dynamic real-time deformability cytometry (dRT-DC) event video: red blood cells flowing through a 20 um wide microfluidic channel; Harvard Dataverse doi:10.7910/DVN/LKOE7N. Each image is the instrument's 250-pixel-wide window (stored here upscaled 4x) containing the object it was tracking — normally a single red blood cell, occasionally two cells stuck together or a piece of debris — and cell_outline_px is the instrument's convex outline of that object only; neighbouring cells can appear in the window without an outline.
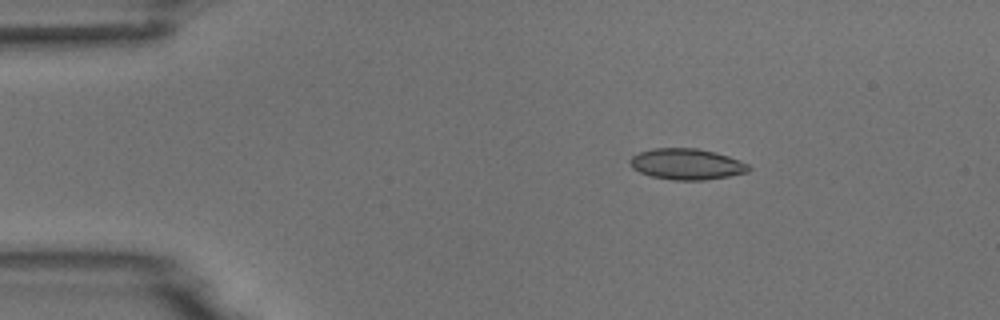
{"species": "common noctule bat (a hibernating species)", "species_latin": "Nyctalus noctula", "temperature_condition": "room temperature", "stored_images_in_passage": 5, "camera_frame_rate_fps": 3000, "um_per_image_px": 0.085, "animal": {"sex": "male", "body_mass_g": 18.8}, "frame": {"image": 1, "passage_image": 3, "time_ms": 2.667, "image_size_px": [1000, 320], "cell_outline_px": [[752, 168], [748, 172], [728, 176], [704, 180], [672, 180], [652, 176], [640, 172], [632, 168], [628, 164], [628, 160], [632, 156], [640, 152], [652, 148], [696, 148], [716, 152], [728, 156], [748, 164]], "centroid_in_image_um": [58.35, 13.95], "position_along_channel_um": 26.7, "area_um2": 21.5}}
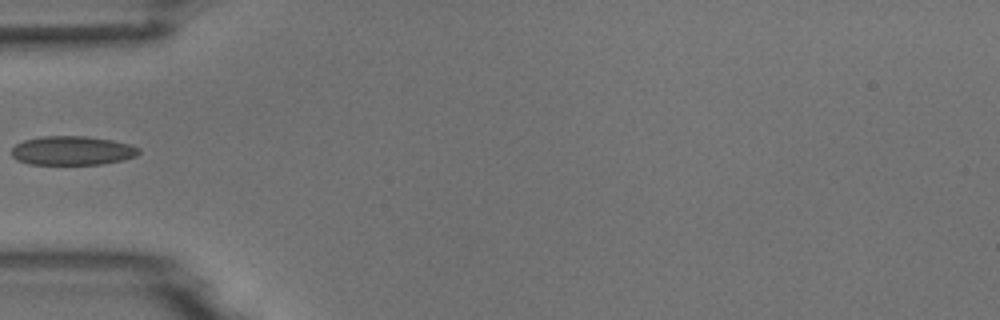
{"frame": {"image": 2, "passage_image": 5, "time_ms": 5.667, "image_size_px": [1000, 320], "cell_outline_px": [[140, 152], [136, 156], [124, 160], [100, 164], [28, 164], [16, 160], [12, 156], [12, 148], [16, 144], [24, 140], [40, 136], [84, 136], [112, 140], [128, 144], [140, 148]], "centroid_in_image_um": [6.13, 12.8], "position_along_channel_um": 78.9, "area_um2": 21.56}}